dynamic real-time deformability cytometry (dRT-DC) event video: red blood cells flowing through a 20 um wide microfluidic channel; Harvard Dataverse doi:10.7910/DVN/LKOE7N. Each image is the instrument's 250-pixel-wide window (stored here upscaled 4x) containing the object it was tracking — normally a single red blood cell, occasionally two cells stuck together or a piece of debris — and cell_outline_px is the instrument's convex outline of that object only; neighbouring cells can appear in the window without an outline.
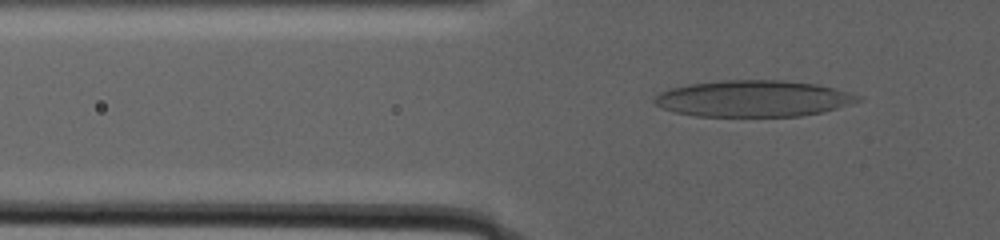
{"species": "human", "species_latin": "Homo sapiens", "temperature_condition": "warm", "stored_images_in_passage": 121, "camera_frame_rate_fps": 3000, "um_per_image_px": 0.085, "donor": {"sex": "male"}, "frame": {"image": 1, "passage_image": 43, "time_ms": 12.0, "image_size_px": [1000, 240], "cell_outline_px": [[860, 100], [824, 112], [800, 116], [696, 116], [676, 112], [660, 108], [652, 100], [660, 92], [672, 88], [688, 84], [720, 80], [780, 80], [816, 84], [832, 88], [860, 96]], "centroid_in_image_um": [63.97, 8.38], "position_along_channel_um": 61.8, "area_um2": 42.89}}
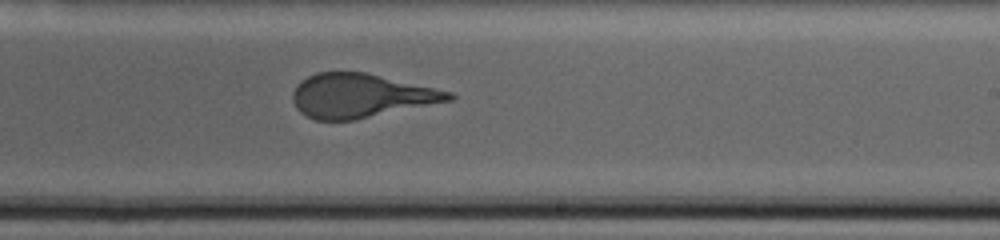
{"frame": {"image": 2, "passage_image": 80, "time_ms": 22.333, "image_size_px": [1000, 240], "cell_outline_px": [[456, 100], [356, 120], [316, 120], [300, 112], [296, 108], [292, 100], [292, 92], [308, 76], [316, 72], [364, 72], [452, 92], [456, 96]], "centroid_in_image_um": [30.71, 8.15], "position_along_channel_um": 258.3, "area_um2": 39.94}}
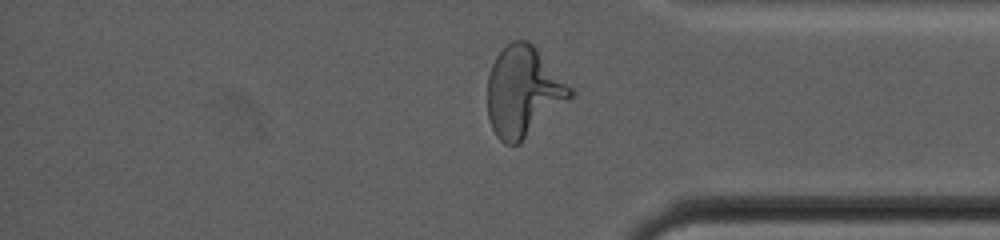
{"frame": {"image": 3, "passage_image": 103, "time_ms": 29.0, "image_size_px": [1000, 240], "cell_outline_px": [[572, 96], [520, 144], [504, 144], [496, 136], [492, 128], [488, 116], [488, 76], [492, 64], [496, 56], [512, 40], [528, 40], [536, 48], [572, 88]], "centroid_in_image_um": [44.45, 7.8], "position_along_channel_um": 390.7, "area_um2": 43.0}}